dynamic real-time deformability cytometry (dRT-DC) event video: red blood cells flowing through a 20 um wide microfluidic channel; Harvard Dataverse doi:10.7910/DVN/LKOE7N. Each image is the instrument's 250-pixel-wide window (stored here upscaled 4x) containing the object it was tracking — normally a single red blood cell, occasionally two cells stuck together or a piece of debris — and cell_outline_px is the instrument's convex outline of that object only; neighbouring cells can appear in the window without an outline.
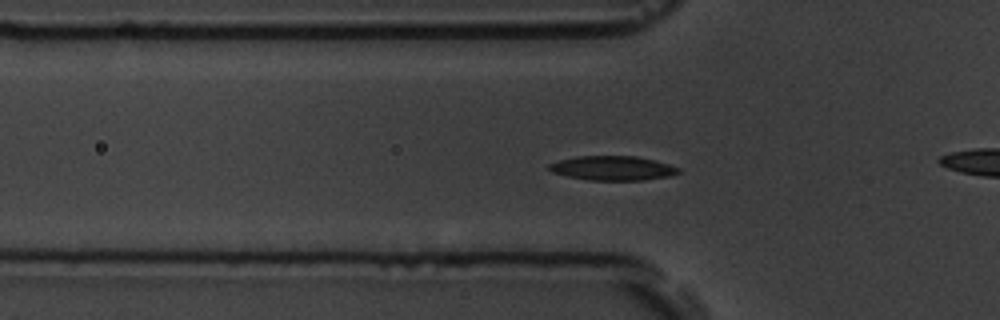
{"species": "common noctule bat (a hibernating species)", "species_latin": "Nyctalus noctula", "temperature_condition": "room temperature", "stored_images_in_passage": 41, "camera_frame_rate_fps": 3000, "um_per_image_px": 0.085, "animal": {"sex": "male", "body_mass_g": 19.5, "forearm_length_mm": 54.6}, "frame": {"image": 1, "passage_image": 11, "time_ms": 3.333, "image_size_px": [1000, 320], "cell_outline_px": [[680, 172], [668, 176], [644, 180], [588, 180], [568, 176], [552, 172], [548, 168], [548, 164], [560, 160], [576, 156], [636, 156], [656, 160], [680, 168]], "centroid_in_image_um": [52.08, 14.29], "position_along_channel_um": 73.7, "area_um2": 18.32}}
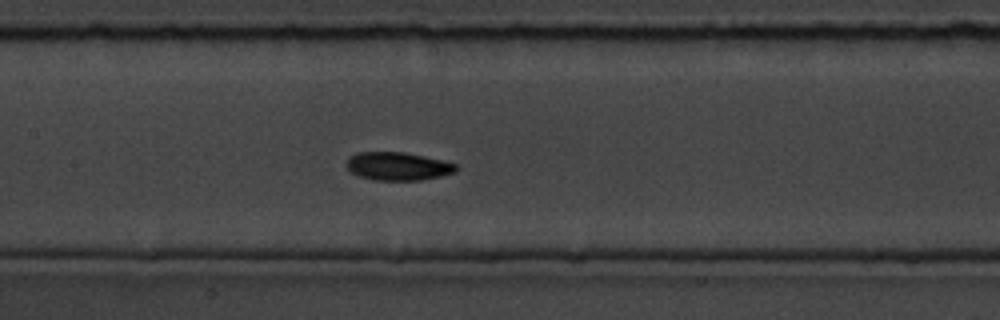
{"frame": {"image": 2, "passage_image": 19, "time_ms": 6.0, "image_size_px": [1000, 320], "cell_outline_px": [[460, 168], [456, 172], [440, 176], [420, 180], [376, 180], [356, 176], [344, 164], [348, 156], [356, 152], [404, 152], [444, 160], [456, 164]], "centroid_in_image_um": [33.8, 14.12], "position_along_channel_um": 173.6, "area_um2": 18.26}}
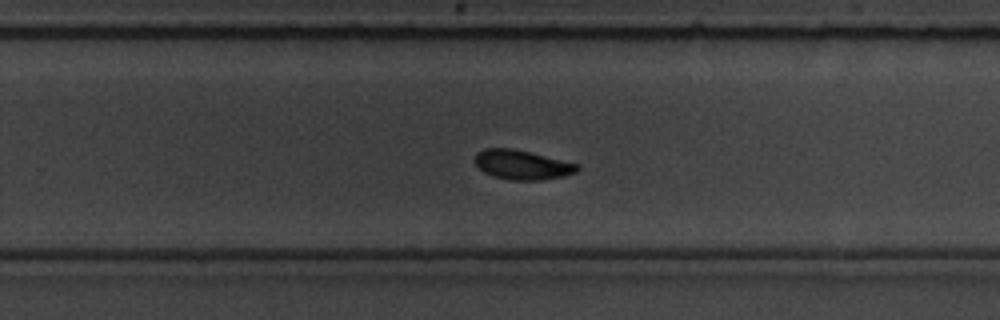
{"frame": {"image": 3, "passage_image": 28, "time_ms": 9.0, "image_size_px": [1000, 320], "cell_outline_px": [[580, 168], [576, 172], [564, 176], [540, 180], [508, 180], [492, 176], [484, 172], [476, 164], [476, 152], [484, 148], [512, 148], [580, 164]], "centroid_in_image_um": [44.39, 14.01], "position_along_channel_um": 285.4, "area_um2": 17.57}, "authors_computed_cell_mechanics": {"area_um2": 17.8602, "velocity_mm_per_s": 3.736, "shape_relaxation_time_tau1_ms": 2.4102, "shape_relaxation_time_tau2_ms": 5.3529, "deformation_change_tau1": 0.1138, "deformation_change_tau2": 0.0981}}